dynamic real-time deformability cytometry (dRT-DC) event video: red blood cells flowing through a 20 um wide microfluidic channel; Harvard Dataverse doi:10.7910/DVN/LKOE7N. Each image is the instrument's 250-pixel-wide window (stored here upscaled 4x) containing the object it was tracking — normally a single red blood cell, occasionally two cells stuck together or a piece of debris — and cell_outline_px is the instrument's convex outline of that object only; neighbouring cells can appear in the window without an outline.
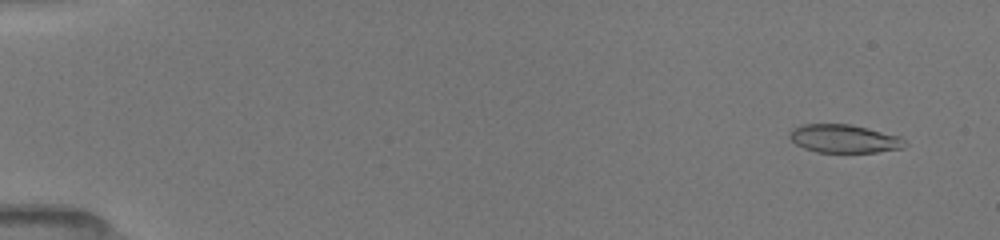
{"species": "common noctule bat (a hibernating species)", "species_latin": "Nyctalus noctula", "temperature_condition": "room temperature", "stored_images_in_passage": 6, "camera_frame_rate_fps": 3000, "um_per_image_px": 0.085, "animal": {"sex": "female", "body_mass_g": 19.5, "forearm_length_mm": 54.1}, "frame": {"image": 1, "passage_image": 2, "time_ms": 0.667, "image_size_px": [1000, 240], "cell_outline_px": [[908, 144], [904, 148], [876, 152], [816, 152], [804, 148], [796, 144], [788, 136], [788, 132], [792, 128], [800, 124], [852, 124], [900, 136]], "centroid_in_image_um": [71.74, 11.78], "position_along_channel_um": 13.3, "area_um2": 19.19}}